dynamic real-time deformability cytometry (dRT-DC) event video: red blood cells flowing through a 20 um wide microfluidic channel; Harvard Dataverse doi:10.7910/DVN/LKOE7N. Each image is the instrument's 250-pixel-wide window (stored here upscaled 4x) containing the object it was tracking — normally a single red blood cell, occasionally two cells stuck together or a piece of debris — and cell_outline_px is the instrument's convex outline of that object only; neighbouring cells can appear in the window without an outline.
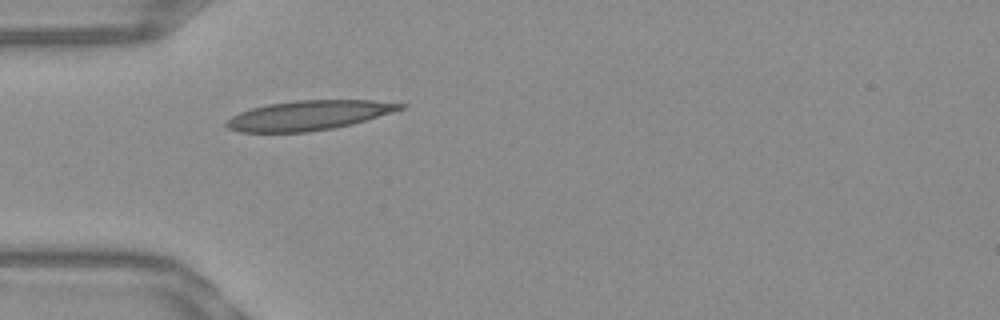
{"species": "Egyptian fruit bat (a non-hibernating species)", "species_latin": "Rousettus aegyptiacus", "temperature_condition": "warm", "stored_images_in_passage": 33, "camera_frame_rate_fps": 3000, "um_per_image_px": 0.085, "frame": {"image": 1, "passage_image": 1, "time_ms": 0.0, "image_size_px": [1000, 320], "cell_outline_px": [[408, 104], [404, 108], [392, 112], [352, 124], [332, 128], [308, 132], [240, 132], [228, 128], [224, 124], [232, 116], [240, 112], [252, 108], [268, 104], [296, 100], [372, 100]], "centroid_in_image_um": [26.24, 9.8], "position_along_channel_um": 58.8, "area_um2": 29.82}}
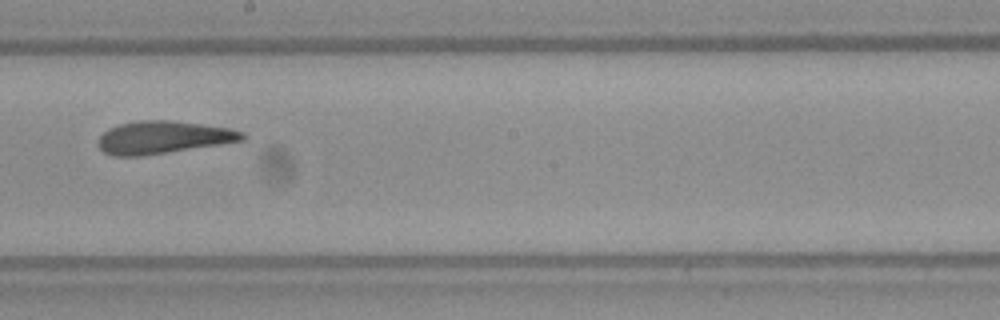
{"frame": {"image": 2, "passage_image": 15, "time_ms": 4.667, "image_size_px": [1000, 320], "cell_outline_px": [[248, 136], [244, 140], [144, 156], [112, 156], [104, 152], [100, 148], [100, 136], [108, 128], [120, 124], [140, 120], [168, 120], [200, 124], [228, 128], [244, 132]], "centroid_in_image_um": [13.87, 11.68], "position_along_channel_um": 234.3, "area_um2": 27.17}}
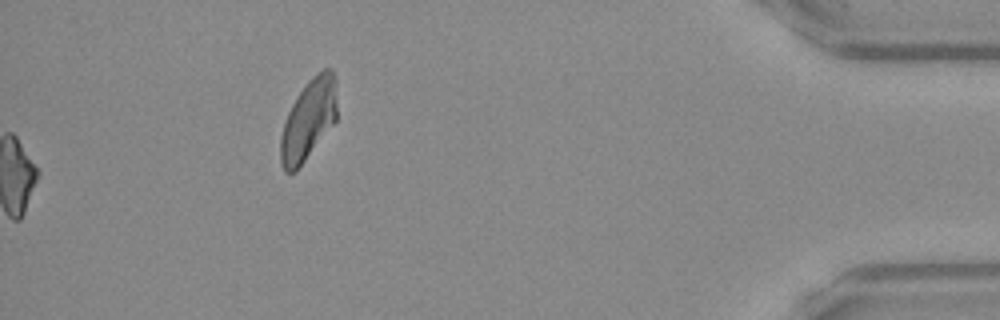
{"frame": {"image": 3, "passage_image": 33, "time_ms": 10.667, "image_size_px": [1000, 320], "cell_outline_px": [[336, 120], [296, 172], [284, 172], [280, 164], [280, 136], [288, 112], [296, 96], [308, 80], [316, 72], [324, 68], [332, 68], [336, 76]], "centroid_in_image_um": [26.22, 10.15], "position_along_channel_um": 409.0, "area_um2": 26.7}, "authors_computed_cell_mechanics": {"area_um2": 27.0504, "velocity_mm_per_s": 3.8255, "shape_relaxation_time_tau1_ms": null, "shape_relaxation_time_tau2_ms": 1.7, "deformation_change_tau1": null, "deformation_change_tau2": 0.0938}}